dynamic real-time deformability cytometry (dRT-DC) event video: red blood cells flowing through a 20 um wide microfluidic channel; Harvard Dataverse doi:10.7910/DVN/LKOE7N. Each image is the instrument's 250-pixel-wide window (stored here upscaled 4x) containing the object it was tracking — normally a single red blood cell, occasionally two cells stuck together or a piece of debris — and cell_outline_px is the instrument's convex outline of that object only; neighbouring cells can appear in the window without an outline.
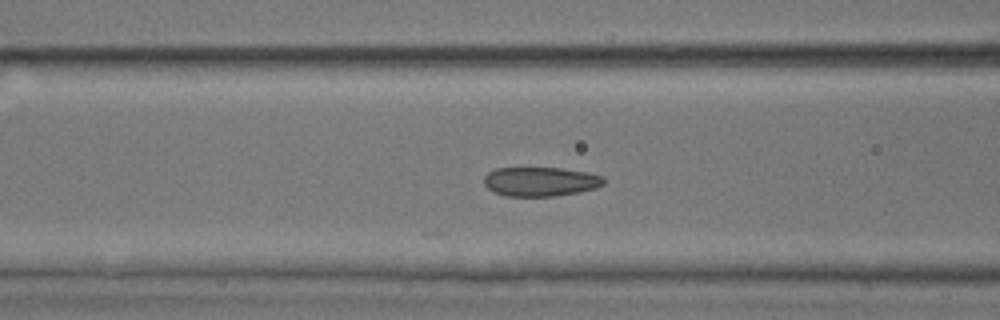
{"species": "common noctule bat (a hibernating species)", "species_latin": "Nyctalus noctula", "temperature_condition": "room temperature", "stored_images_in_passage": 32, "camera_frame_rate_fps": 3000, "um_per_image_px": 0.085, "animal": {"sex": "male", "body_mass_g": 17.9, "forearm_length_mm": 54.2}, "frame": {"image": 1, "passage_image": 22, "time_ms": 7.0, "image_size_px": [1000, 320], "cell_outline_px": [[604, 184], [596, 188], [556, 196], [504, 196], [492, 192], [484, 184], [484, 176], [488, 172], [496, 168], [560, 168], [588, 172], [604, 176]], "centroid_in_image_um": [45.92, 15.43], "position_along_channel_um": 120.7, "area_um2": 20.52}}
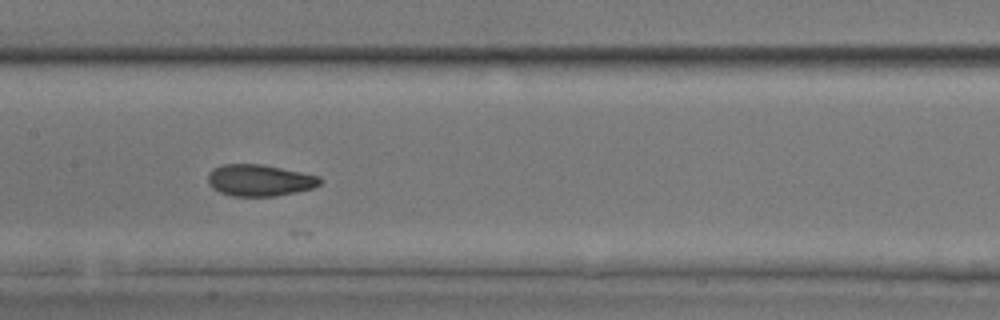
{"frame": {"image": 2, "passage_image": 27, "time_ms": 8.667, "image_size_px": [1000, 320], "cell_outline_px": [[324, 180], [320, 184], [312, 188], [296, 192], [276, 196], [232, 196], [220, 192], [212, 188], [208, 184], [208, 172], [212, 168], [220, 164], [260, 164], [320, 176]], "centroid_in_image_um": [22.04, 15.32], "position_along_channel_um": 185.4, "area_um2": 20.75}}